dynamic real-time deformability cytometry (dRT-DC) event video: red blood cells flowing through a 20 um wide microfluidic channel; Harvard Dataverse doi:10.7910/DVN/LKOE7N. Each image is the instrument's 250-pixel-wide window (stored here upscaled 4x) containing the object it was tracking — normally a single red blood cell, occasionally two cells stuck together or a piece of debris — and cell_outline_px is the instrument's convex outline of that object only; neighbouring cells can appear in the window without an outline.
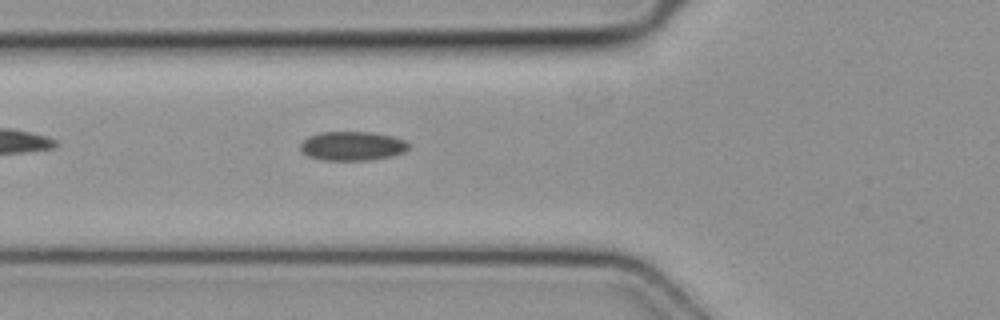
{"species": "common noctule bat (a hibernating species)", "species_latin": "Nyctalus noctula", "temperature_condition": "cold", "stored_images_in_passage": 4, "camera_frame_rate_fps": 3000, "um_per_image_px": 0.085, "animal": {"sex": "female", "body_mass_g": 19.3, "forearm_length_mm": 54.1}, "frame": {"image": 1, "passage_image": 4, "time_ms": 1.0, "image_size_px": [1000, 320], "cell_outline_px": [[408, 148], [404, 152], [392, 156], [368, 160], [320, 160], [308, 156], [300, 152], [300, 144], [308, 136], [320, 132], [372, 132], [392, 136], [404, 140], [408, 144]], "centroid_in_image_um": [29.9, 12.41], "position_along_channel_um": 95.9, "area_um2": 18.44}}